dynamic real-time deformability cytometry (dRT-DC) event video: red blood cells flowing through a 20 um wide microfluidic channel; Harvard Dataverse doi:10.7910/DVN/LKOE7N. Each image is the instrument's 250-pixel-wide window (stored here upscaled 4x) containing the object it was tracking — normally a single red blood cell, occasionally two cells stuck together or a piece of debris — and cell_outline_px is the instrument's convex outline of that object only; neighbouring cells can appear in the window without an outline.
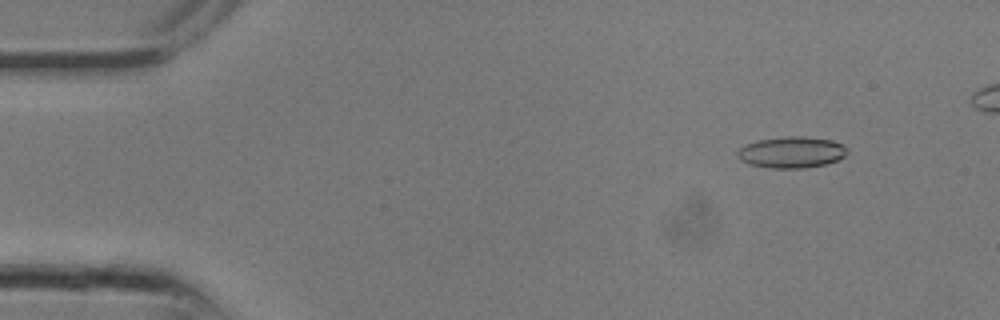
{"species": "common noctule bat (a hibernating species)", "species_latin": "Nyctalus noctula", "temperature_condition": "room temperature", "stored_images_in_passage": 13, "camera_frame_rate_fps": 3000, "um_per_image_px": 0.085, "animal": {"sex": "male", "body_mass_g": 13.3}, "frame": {"image": 1, "passage_image": 3, "time_ms": 0.667, "image_size_px": [1000, 320], "cell_outline_px": [[848, 152], [844, 156], [836, 160], [824, 164], [804, 168], [768, 168], [748, 164], [740, 160], [736, 156], [736, 152], [744, 144], [756, 140], [788, 136], [804, 136], [832, 140], [844, 144]], "centroid_in_image_um": [67.24, 12.93], "position_along_channel_um": 17.8, "area_um2": 20.23}}
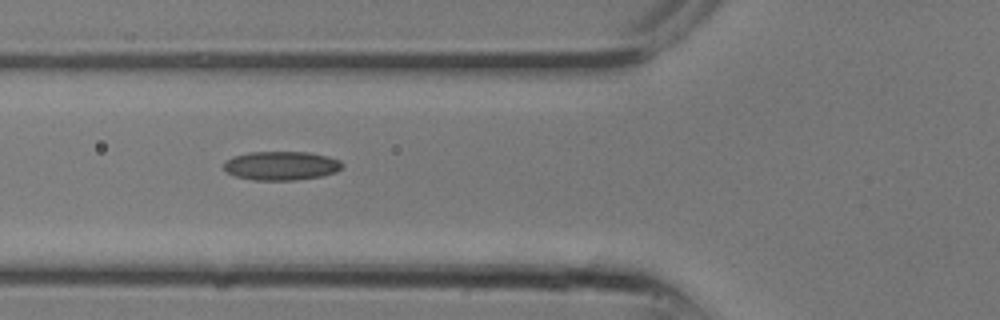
{"frame": {"image": 2, "passage_image": 10, "time_ms": 3.0, "image_size_px": [1000, 320], "cell_outline_px": [[344, 164], [336, 172], [320, 176], [296, 180], [252, 180], [236, 176], [228, 172], [224, 168], [224, 160], [232, 156], [248, 152], [308, 152], [328, 156], [340, 160]], "centroid_in_image_um": [23.89, 14.08], "position_along_channel_um": 101.9, "area_um2": 20.0}}
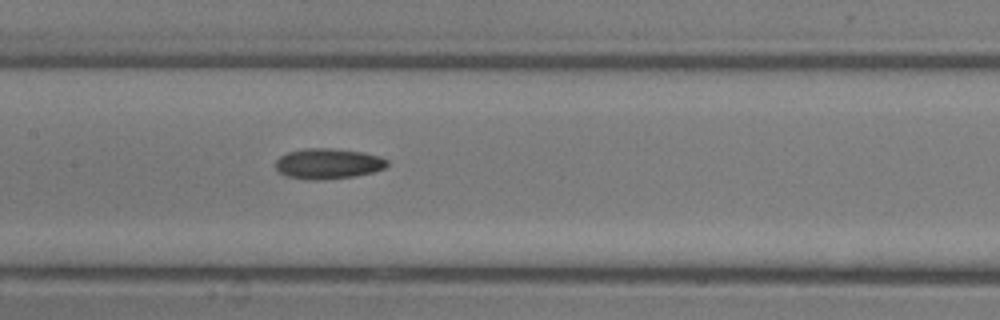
{"frame": {"image": 3, "passage_image": 13, "time_ms": 4.0, "image_size_px": [1000, 320], "cell_outline_px": [[388, 164], [384, 168], [372, 172], [356, 176], [320, 180], [304, 180], [284, 176], [276, 168], [276, 160], [280, 156], [288, 152], [304, 148], [332, 148], [364, 152], [380, 156], [388, 160]], "centroid_in_image_um": [27.87, 13.91], "position_along_channel_um": 179.5, "area_um2": 20.06}}